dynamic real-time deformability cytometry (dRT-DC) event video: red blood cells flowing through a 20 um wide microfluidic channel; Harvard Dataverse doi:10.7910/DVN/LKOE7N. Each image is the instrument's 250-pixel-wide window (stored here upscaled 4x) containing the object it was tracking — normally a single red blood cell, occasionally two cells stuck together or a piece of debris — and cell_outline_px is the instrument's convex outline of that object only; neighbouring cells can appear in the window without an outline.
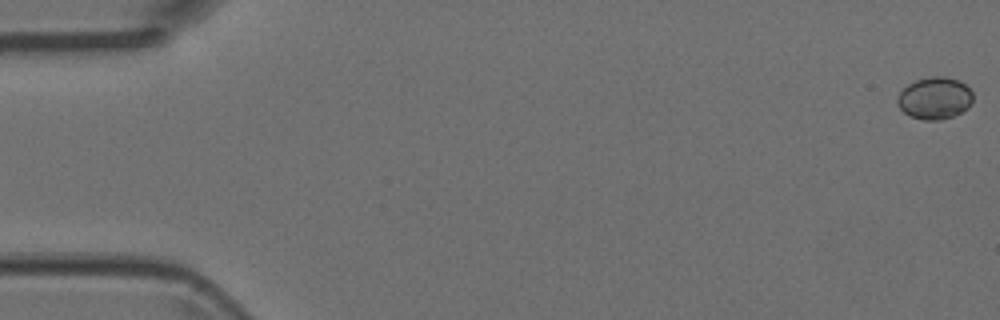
{"species": "Egyptian fruit bat (a non-hibernating species)", "species_latin": "Rousettus aegyptiacus", "temperature_condition": "room temperature", "stored_images_in_passage": 4, "camera_frame_rate_fps": 3000, "um_per_image_px": 0.085, "animal": {"sex": "female"}, "frame": {"image": 1, "passage_image": 1, "time_ms": 0.0, "image_size_px": [1000, 320], "cell_outline_px": [[972, 104], [968, 108], [952, 116], [940, 120], [924, 120], [908, 116], [896, 104], [896, 96], [908, 84], [916, 80], [928, 76], [944, 76], [960, 80], [972, 92]], "centroid_in_image_um": [79.43, 8.34], "position_along_channel_um": 5.6, "area_um2": 18.73}}